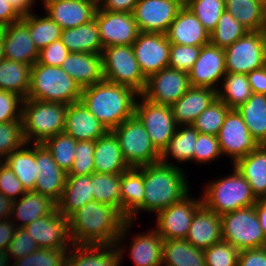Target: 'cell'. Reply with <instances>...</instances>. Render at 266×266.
I'll list each match as a JSON object with an SVG mask.
<instances>
[{"label": "cell", "mask_w": 266, "mask_h": 266, "mask_svg": "<svg viewBox=\"0 0 266 266\" xmlns=\"http://www.w3.org/2000/svg\"><path fill=\"white\" fill-rule=\"evenodd\" d=\"M126 221L117 208L88 202L68 218L72 245H113Z\"/></svg>", "instance_id": "obj_1"}, {"label": "cell", "mask_w": 266, "mask_h": 266, "mask_svg": "<svg viewBox=\"0 0 266 266\" xmlns=\"http://www.w3.org/2000/svg\"><path fill=\"white\" fill-rule=\"evenodd\" d=\"M138 95L132 88L103 80L83 88L80 101L112 131L134 115Z\"/></svg>", "instance_id": "obj_2"}, {"label": "cell", "mask_w": 266, "mask_h": 266, "mask_svg": "<svg viewBox=\"0 0 266 266\" xmlns=\"http://www.w3.org/2000/svg\"><path fill=\"white\" fill-rule=\"evenodd\" d=\"M185 173L178 165H145L143 212L155 215L187 196L191 191Z\"/></svg>", "instance_id": "obj_3"}, {"label": "cell", "mask_w": 266, "mask_h": 266, "mask_svg": "<svg viewBox=\"0 0 266 266\" xmlns=\"http://www.w3.org/2000/svg\"><path fill=\"white\" fill-rule=\"evenodd\" d=\"M232 168L228 176L211 180L203 188V205L219 216L252 207L258 200L247 180L234 166Z\"/></svg>", "instance_id": "obj_4"}, {"label": "cell", "mask_w": 266, "mask_h": 266, "mask_svg": "<svg viewBox=\"0 0 266 266\" xmlns=\"http://www.w3.org/2000/svg\"><path fill=\"white\" fill-rule=\"evenodd\" d=\"M67 108V104L59 102L24 99L21 118L26 143L43 144L52 136L62 133Z\"/></svg>", "instance_id": "obj_5"}, {"label": "cell", "mask_w": 266, "mask_h": 266, "mask_svg": "<svg viewBox=\"0 0 266 266\" xmlns=\"http://www.w3.org/2000/svg\"><path fill=\"white\" fill-rule=\"evenodd\" d=\"M82 89L61 67L42 65L31 67L27 98L71 104L80 101Z\"/></svg>", "instance_id": "obj_6"}, {"label": "cell", "mask_w": 266, "mask_h": 266, "mask_svg": "<svg viewBox=\"0 0 266 266\" xmlns=\"http://www.w3.org/2000/svg\"><path fill=\"white\" fill-rule=\"evenodd\" d=\"M103 78L113 84L132 88L141 95L147 78L136 60L132 45H114L103 48Z\"/></svg>", "instance_id": "obj_7"}, {"label": "cell", "mask_w": 266, "mask_h": 266, "mask_svg": "<svg viewBox=\"0 0 266 266\" xmlns=\"http://www.w3.org/2000/svg\"><path fill=\"white\" fill-rule=\"evenodd\" d=\"M112 132L118 138L123 158L130 168L160 162L161 153L152 144L149 134L135 115Z\"/></svg>", "instance_id": "obj_8"}, {"label": "cell", "mask_w": 266, "mask_h": 266, "mask_svg": "<svg viewBox=\"0 0 266 266\" xmlns=\"http://www.w3.org/2000/svg\"><path fill=\"white\" fill-rule=\"evenodd\" d=\"M222 239L239 251L266 247V237L255 211V205L221 216Z\"/></svg>", "instance_id": "obj_9"}, {"label": "cell", "mask_w": 266, "mask_h": 266, "mask_svg": "<svg viewBox=\"0 0 266 266\" xmlns=\"http://www.w3.org/2000/svg\"><path fill=\"white\" fill-rule=\"evenodd\" d=\"M137 100L134 115L143 124L152 144L162 153L178 127L174 120L172 108L168 105L152 103L142 95H138Z\"/></svg>", "instance_id": "obj_10"}, {"label": "cell", "mask_w": 266, "mask_h": 266, "mask_svg": "<svg viewBox=\"0 0 266 266\" xmlns=\"http://www.w3.org/2000/svg\"><path fill=\"white\" fill-rule=\"evenodd\" d=\"M266 30L248 31L224 49L227 73L248 74L264 67Z\"/></svg>", "instance_id": "obj_11"}, {"label": "cell", "mask_w": 266, "mask_h": 266, "mask_svg": "<svg viewBox=\"0 0 266 266\" xmlns=\"http://www.w3.org/2000/svg\"><path fill=\"white\" fill-rule=\"evenodd\" d=\"M133 224V221H126L113 245H72L66 254L65 266H121L126 251L124 241L127 235L129 238Z\"/></svg>", "instance_id": "obj_12"}, {"label": "cell", "mask_w": 266, "mask_h": 266, "mask_svg": "<svg viewBox=\"0 0 266 266\" xmlns=\"http://www.w3.org/2000/svg\"><path fill=\"white\" fill-rule=\"evenodd\" d=\"M203 205L202 197L193 198L191 193L182 200L156 213L153 227L164 239H186L196 211Z\"/></svg>", "instance_id": "obj_13"}, {"label": "cell", "mask_w": 266, "mask_h": 266, "mask_svg": "<svg viewBox=\"0 0 266 266\" xmlns=\"http://www.w3.org/2000/svg\"><path fill=\"white\" fill-rule=\"evenodd\" d=\"M217 138L222 155L229 156L232 165L260 146L237 109L227 112Z\"/></svg>", "instance_id": "obj_14"}, {"label": "cell", "mask_w": 266, "mask_h": 266, "mask_svg": "<svg viewBox=\"0 0 266 266\" xmlns=\"http://www.w3.org/2000/svg\"><path fill=\"white\" fill-rule=\"evenodd\" d=\"M183 5L181 0H139L132 14L139 32L165 34Z\"/></svg>", "instance_id": "obj_15"}, {"label": "cell", "mask_w": 266, "mask_h": 266, "mask_svg": "<svg viewBox=\"0 0 266 266\" xmlns=\"http://www.w3.org/2000/svg\"><path fill=\"white\" fill-rule=\"evenodd\" d=\"M190 87L188 73L167 67L147 79L141 95L152 103L172 106Z\"/></svg>", "instance_id": "obj_16"}, {"label": "cell", "mask_w": 266, "mask_h": 266, "mask_svg": "<svg viewBox=\"0 0 266 266\" xmlns=\"http://www.w3.org/2000/svg\"><path fill=\"white\" fill-rule=\"evenodd\" d=\"M96 20L103 48L114 45H132L139 30L132 13L96 9Z\"/></svg>", "instance_id": "obj_17"}, {"label": "cell", "mask_w": 266, "mask_h": 266, "mask_svg": "<svg viewBox=\"0 0 266 266\" xmlns=\"http://www.w3.org/2000/svg\"><path fill=\"white\" fill-rule=\"evenodd\" d=\"M171 43L165 34L139 32L132 44L143 75L148 79L169 66Z\"/></svg>", "instance_id": "obj_18"}, {"label": "cell", "mask_w": 266, "mask_h": 266, "mask_svg": "<svg viewBox=\"0 0 266 266\" xmlns=\"http://www.w3.org/2000/svg\"><path fill=\"white\" fill-rule=\"evenodd\" d=\"M224 49L208 43L201 46L198 59L189 71V82L193 87H207L217 91L226 74Z\"/></svg>", "instance_id": "obj_19"}, {"label": "cell", "mask_w": 266, "mask_h": 266, "mask_svg": "<svg viewBox=\"0 0 266 266\" xmlns=\"http://www.w3.org/2000/svg\"><path fill=\"white\" fill-rule=\"evenodd\" d=\"M24 228L39 248L69 250L72 246L68 219L57 209L52 214L43 216Z\"/></svg>", "instance_id": "obj_20"}, {"label": "cell", "mask_w": 266, "mask_h": 266, "mask_svg": "<svg viewBox=\"0 0 266 266\" xmlns=\"http://www.w3.org/2000/svg\"><path fill=\"white\" fill-rule=\"evenodd\" d=\"M41 1L44 12L63 30L90 22L94 19L98 7L96 0Z\"/></svg>", "instance_id": "obj_21"}, {"label": "cell", "mask_w": 266, "mask_h": 266, "mask_svg": "<svg viewBox=\"0 0 266 266\" xmlns=\"http://www.w3.org/2000/svg\"><path fill=\"white\" fill-rule=\"evenodd\" d=\"M35 162L39 175L34 191L51 198L56 203L64 190L67 173L62 170L43 144H35Z\"/></svg>", "instance_id": "obj_22"}, {"label": "cell", "mask_w": 266, "mask_h": 266, "mask_svg": "<svg viewBox=\"0 0 266 266\" xmlns=\"http://www.w3.org/2000/svg\"><path fill=\"white\" fill-rule=\"evenodd\" d=\"M0 31L5 59L31 66L37 61L39 51L30 37L29 28L21 20L0 28Z\"/></svg>", "instance_id": "obj_23"}, {"label": "cell", "mask_w": 266, "mask_h": 266, "mask_svg": "<svg viewBox=\"0 0 266 266\" xmlns=\"http://www.w3.org/2000/svg\"><path fill=\"white\" fill-rule=\"evenodd\" d=\"M165 35L174 44L203 46L210 43V33L185 5L180 8Z\"/></svg>", "instance_id": "obj_24"}, {"label": "cell", "mask_w": 266, "mask_h": 266, "mask_svg": "<svg viewBox=\"0 0 266 266\" xmlns=\"http://www.w3.org/2000/svg\"><path fill=\"white\" fill-rule=\"evenodd\" d=\"M63 132L76 141H96L108 130L81 101H78L68 105Z\"/></svg>", "instance_id": "obj_25"}, {"label": "cell", "mask_w": 266, "mask_h": 266, "mask_svg": "<svg viewBox=\"0 0 266 266\" xmlns=\"http://www.w3.org/2000/svg\"><path fill=\"white\" fill-rule=\"evenodd\" d=\"M217 91L207 87L191 86L172 106L174 120L178 126L192 125L196 118L215 100Z\"/></svg>", "instance_id": "obj_26"}, {"label": "cell", "mask_w": 266, "mask_h": 266, "mask_svg": "<svg viewBox=\"0 0 266 266\" xmlns=\"http://www.w3.org/2000/svg\"><path fill=\"white\" fill-rule=\"evenodd\" d=\"M60 67L81 89L104 80L102 54L70 52Z\"/></svg>", "instance_id": "obj_27"}, {"label": "cell", "mask_w": 266, "mask_h": 266, "mask_svg": "<svg viewBox=\"0 0 266 266\" xmlns=\"http://www.w3.org/2000/svg\"><path fill=\"white\" fill-rule=\"evenodd\" d=\"M56 209L57 203L51 198L35 191H26L20 199L12 201L10 219L17 228H24L33 221L52 214ZM17 221H21L20 224Z\"/></svg>", "instance_id": "obj_28"}, {"label": "cell", "mask_w": 266, "mask_h": 266, "mask_svg": "<svg viewBox=\"0 0 266 266\" xmlns=\"http://www.w3.org/2000/svg\"><path fill=\"white\" fill-rule=\"evenodd\" d=\"M186 240L202 250L222 241L221 216L202 205L193 217Z\"/></svg>", "instance_id": "obj_29"}, {"label": "cell", "mask_w": 266, "mask_h": 266, "mask_svg": "<svg viewBox=\"0 0 266 266\" xmlns=\"http://www.w3.org/2000/svg\"><path fill=\"white\" fill-rule=\"evenodd\" d=\"M121 213L127 220L135 222L143 212L144 166L129 168L121 173Z\"/></svg>", "instance_id": "obj_30"}, {"label": "cell", "mask_w": 266, "mask_h": 266, "mask_svg": "<svg viewBox=\"0 0 266 266\" xmlns=\"http://www.w3.org/2000/svg\"><path fill=\"white\" fill-rule=\"evenodd\" d=\"M93 161L95 173L119 174L130 168L123 158L119 140L112 131L95 141Z\"/></svg>", "instance_id": "obj_31"}, {"label": "cell", "mask_w": 266, "mask_h": 266, "mask_svg": "<svg viewBox=\"0 0 266 266\" xmlns=\"http://www.w3.org/2000/svg\"><path fill=\"white\" fill-rule=\"evenodd\" d=\"M91 201H94L91 174L67 176L61 198L57 202V211L68 219Z\"/></svg>", "instance_id": "obj_32"}, {"label": "cell", "mask_w": 266, "mask_h": 266, "mask_svg": "<svg viewBox=\"0 0 266 266\" xmlns=\"http://www.w3.org/2000/svg\"><path fill=\"white\" fill-rule=\"evenodd\" d=\"M132 239L128 250L135 266H162L164 239L154 228L134 234Z\"/></svg>", "instance_id": "obj_33"}, {"label": "cell", "mask_w": 266, "mask_h": 266, "mask_svg": "<svg viewBox=\"0 0 266 266\" xmlns=\"http://www.w3.org/2000/svg\"><path fill=\"white\" fill-rule=\"evenodd\" d=\"M199 131L192 125H180L168 146L162 151L160 162L166 165L174 164L170 157L180 164L194 162V153ZM171 161V162H170Z\"/></svg>", "instance_id": "obj_34"}, {"label": "cell", "mask_w": 266, "mask_h": 266, "mask_svg": "<svg viewBox=\"0 0 266 266\" xmlns=\"http://www.w3.org/2000/svg\"><path fill=\"white\" fill-rule=\"evenodd\" d=\"M233 166L247 180L257 199H266V151L259 146Z\"/></svg>", "instance_id": "obj_35"}, {"label": "cell", "mask_w": 266, "mask_h": 266, "mask_svg": "<svg viewBox=\"0 0 266 266\" xmlns=\"http://www.w3.org/2000/svg\"><path fill=\"white\" fill-rule=\"evenodd\" d=\"M62 43L70 52L102 54L103 46L96 20L75 28L62 30Z\"/></svg>", "instance_id": "obj_36"}, {"label": "cell", "mask_w": 266, "mask_h": 266, "mask_svg": "<svg viewBox=\"0 0 266 266\" xmlns=\"http://www.w3.org/2000/svg\"><path fill=\"white\" fill-rule=\"evenodd\" d=\"M162 266H205V255L186 239L164 240Z\"/></svg>", "instance_id": "obj_37"}, {"label": "cell", "mask_w": 266, "mask_h": 266, "mask_svg": "<svg viewBox=\"0 0 266 266\" xmlns=\"http://www.w3.org/2000/svg\"><path fill=\"white\" fill-rule=\"evenodd\" d=\"M4 163L10 167L26 191H34L39 175L35 162V144L26 143L21 149L11 152Z\"/></svg>", "instance_id": "obj_38"}, {"label": "cell", "mask_w": 266, "mask_h": 266, "mask_svg": "<svg viewBox=\"0 0 266 266\" xmlns=\"http://www.w3.org/2000/svg\"><path fill=\"white\" fill-rule=\"evenodd\" d=\"M31 65L3 58L0 61V90L27 98L30 89Z\"/></svg>", "instance_id": "obj_39"}, {"label": "cell", "mask_w": 266, "mask_h": 266, "mask_svg": "<svg viewBox=\"0 0 266 266\" xmlns=\"http://www.w3.org/2000/svg\"><path fill=\"white\" fill-rule=\"evenodd\" d=\"M237 111L242 116L251 136L259 143L266 139V95L252 93Z\"/></svg>", "instance_id": "obj_40"}, {"label": "cell", "mask_w": 266, "mask_h": 266, "mask_svg": "<svg viewBox=\"0 0 266 266\" xmlns=\"http://www.w3.org/2000/svg\"><path fill=\"white\" fill-rule=\"evenodd\" d=\"M225 9L248 31L266 30L264 4L259 0H225Z\"/></svg>", "instance_id": "obj_41"}, {"label": "cell", "mask_w": 266, "mask_h": 266, "mask_svg": "<svg viewBox=\"0 0 266 266\" xmlns=\"http://www.w3.org/2000/svg\"><path fill=\"white\" fill-rule=\"evenodd\" d=\"M217 89V99L230 109H237L251 97L252 90L246 74L226 73Z\"/></svg>", "instance_id": "obj_42"}, {"label": "cell", "mask_w": 266, "mask_h": 266, "mask_svg": "<svg viewBox=\"0 0 266 266\" xmlns=\"http://www.w3.org/2000/svg\"><path fill=\"white\" fill-rule=\"evenodd\" d=\"M39 16L35 12L22 17L21 21L29 28V34L38 51L61 38L60 28L47 14Z\"/></svg>", "instance_id": "obj_43"}, {"label": "cell", "mask_w": 266, "mask_h": 266, "mask_svg": "<svg viewBox=\"0 0 266 266\" xmlns=\"http://www.w3.org/2000/svg\"><path fill=\"white\" fill-rule=\"evenodd\" d=\"M94 201L117 208L121 212V173L91 174Z\"/></svg>", "instance_id": "obj_44"}, {"label": "cell", "mask_w": 266, "mask_h": 266, "mask_svg": "<svg viewBox=\"0 0 266 266\" xmlns=\"http://www.w3.org/2000/svg\"><path fill=\"white\" fill-rule=\"evenodd\" d=\"M248 30L226 10L220 16L217 26L210 33V43L226 49L244 36Z\"/></svg>", "instance_id": "obj_45"}, {"label": "cell", "mask_w": 266, "mask_h": 266, "mask_svg": "<svg viewBox=\"0 0 266 266\" xmlns=\"http://www.w3.org/2000/svg\"><path fill=\"white\" fill-rule=\"evenodd\" d=\"M76 142L72 136L62 132L47 139L43 145L52 154L57 165L68 173L74 162Z\"/></svg>", "instance_id": "obj_46"}, {"label": "cell", "mask_w": 266, "mask_h": 266, "mask_svg": "<svg viewBox=\"0 0 266 266\" xmlns=\"http://www.w3.org/2000/svg\"><path fill=\"white\" fill-rule=\"evenodd\" d=\"M184 5L190 9L205 29L211 33L225 9V0H187Z\"/></svg>", "instance_id": "obj_47"}, {"label": "cell", "mask_w": 266, "mask_h": 266, "mask_svg": "<svg viewBox=\"0 0 266 266\" xmlns=\"http://www.w3.org/2000/svg\"><path fill=\"white\" fill-rule=\"evenodd\" d=\"M230 108L219 99H216L195 120L192 126L201 134L217 136Z\"/></svg>", "instance_id": "obj_48"}, {"label": "cell", "mask_w": 266, "mask_h": 266, "mask_svg": "<svg viewBox=\"0 0 266 266\" xmlns=\"http://www.w3.org/2000/svg\"><path fill=\"white\" fill-rule=\"evenodd\" d=\"M25 144L22 118L0 123V157L5 160L11 152L21 149Z\"/></svg>", "instance_id": "obj_49"}, {"label": "cell", "mask_w": 266, "mask_h": 266, "mask_svg": "<svg viewBox=\"0 0 266 266\" xmlns=\"http://www.w3.org/2000/svg\"><path fill=\"white\" fill-rule=\"evenodd\" d=\"M68 250L39 248L34 253L16 259L11 266H65Z\"/></svg>", "instance_id": "obj_50"}, {"label": "cell", "mask_w": 266, "mask_h": 266, "mask_svg": "<svg viewBox=\"0 0 266 266\" xmlns=\"http://www.w3.org/2000/svg\"><path fill=\"white\" fill-rule=\"evenodd\" d=\"M205 266H237L240 251L225 241L203 250Z\"/></svg>", "instance_id": "obj_51"}, {"label": "cell", "mask_w": 266, "mask_h": 266, "mask_svg": "<svg viewBox=\"0 0 266 266\" xmlns=\"http://www.w3.org/2000/svg\"><path fill=\"white\" fill-rule=\"evenodd\" d=\"M94 149L95 141H77L74 162L67 176H82L94 173Z\"/></svg>", "instance_id": "obj_52"}, {"label": "cell", "mask_w": 266, "mask_h": 266, "mask_svg": "<svg viewBox=\"0 0 266 266\" xmlns=\"http://www.w3.org/2000/svg\"><path fill=\"white\" fill-rule=\"evenodd\" d=\"M200 51L201 46L171 43L168 67L189 73L193 64L198 59Z\"/></svg>", "instance_id": "obj_53"}, {"label": "cell", "mask_w": 266, "mask_h": 266, "mask_svg": "<svg viewBox=\"0 0 266 266\" xmlns=\"http://www.w3.org/2000/svg\"><path fill=\"white\" fill-rule=\"evenodd\" d=\"M195 145L194 162L197 164H210L223 156L215 135L199 133Z\"/></svg>", "instance_id": "obj_54"}, {"label": "cell", "mask_w": 266, "mask_h": 266, "mask_svg": "<svg viewBox=\"0 0 266 266\" xmlns=\"http://www.w3.org/2000/svg\"><path fill=\"white\" fill-rule=\"evenodd\" d=\"M37 249H39L36 241L27 233L25 228H17L9 243L6 253L9 257V260L12 259L15 261L16 259L26 257L29 254L34 253Z\"/></svg>", "instance_id": "obj_55"}, {"label": "cell", "mask_w": 266, "mask_h": 266, "mask_svg": "<svg viewBox=\"0 0 266 266\" xmlns=\"http://www.w3.org/2000/svg\"><path fill=\"white\" fill-rule=\"evenodd\" d=\"M23 100L20 95L0 90V123L20 120Z\"/></svg>", "instance_id": "obj_56"}, {"label": "cell", "mask_w": 266, "mask_h": 266, "mask_svg": "<svg viewBox=\"0 0 266 266\" xmlns=\"http://www.w3.org/2000/svg\"><path fill=\"white\" fill-rule=\"evenodd\" d=\"M26 192L21 181L5 163L0 168V193L11 201L20 198ZM19 196V197H18Z\"/></svg>", "instance_id": "obj_57"}, {"label": "cell", "mask_w": 266, "mask_h": 266, "mask_svg": "<svg viewBox=\"0 0 266 266\" xmlns=\"http://www.w3.org/2000/svg\"><path fill=\"white\" fill-rule=\"evenodd\" d=\"M69 53V49L59 39L39 51L37 62L42 65L60 67Z\"/></svg>", "instance_id": "obj_58"}, {"label": "cell", "mask_w": 266, "mask_h": 266, "mask_svg": "<svg viewBox=\"0 0 266 266\" xmlns=\"http://www.w3.org/2000/svg\"><path fill=\"white\" fill-rule=\"evenodd\" d=\"M237 266H266V247L240 251Z\"/></svg>", "instance_id": "obj_59"}, {"label": "cell", "mask_w": 266, "mask_h": 266, "mask_svg": "<svg viewBox=\"0 0 266 266\" xmlns=\"http://www.w3.org/2000/svg\"><path fill=\"white\" fill-rule=\"evenodd\" d=\"M139 0H99L98 6L110 12L132 13Z\"/></svg>", "instance_id": "obj_60"}, {"label": "cell", "mask_w": 266, "mask_h": 266, "mask_svg": "<svg viewBox=\"0 0 266 266\" xmlns=\"http://www.w3.org/2000/svg\"><path fill=\"white\" fill-rule=\"evenodd\" d=\"M252 93L266 95V69L264 67L246 74Z\"/></svg>", "instance_id": "obj_61"}, {"label": "cell", "mask_w": 266, "mask_h": 266, "mask_svg": "<svg viewBox=\"0 0 266 266\" xmlns=\"http://www.w3.org/2000/svg\"><path fill=\"white\" fill-rule=\"evenodd\" d=\"M17 227L10 218L0 220V250L6 251Z\"/></svg>", "instance_id": "obj_62"}, {"label": "cell", "mask_w": 266, "mask_h": 266, "mask_svg": "<svg viewBox=\"0 0 266 266\" xmlns=\"http://www.w3.org/2000/svg\"><path fill=\"white\" fill-rule=\"evenodd\" d=\"M21 17L6 0H0V28L19 22Z\"/></svg>", "instance_id": "obj_63"}, {"label": "cell", "mask_w": 266, "mask_h": 266, "mask_svg": "<svg viewBox=\"0 0 266 266\" xmlns=\"http://www.w3.org/2000/svg\"><path fill=\"white\" fill-rule=\"evenodd\" d=\"M11 5V7L16 11V13L22 18L30 13L34 9L36 0H6Z\"/></svg>", "instance_id": "obj_64"}, {"label": "cell", "mask_w": 266, "mask_h": 266, "mask_svg": "<svg viewBox=\"0 0 266 266\" xmlns=\"http://www.w3.org/2000/svg\"><path fill=\"white\" fill-rule=\"evenodd\" d=\"M255 211L257 213L260 226L262 227L263 233L266 237V199H258L255 204Z\"/></svg>", "instance_id": "obj_65"}, {"label": "cell", "mask_w": 266, "mask_h": 266, "mask_svg": "<svg viewBox=\"0 0 266 266\" xmlns=\"http://www.w3.org/2000/svg\"><path fill=\"white\" fill-rule=\"evenodd\" d=\"M12 201L0 193V220L10 218Z\"/></svg>", "instance_id": "obj_66"}, {"label": "cell", "mask_w": 266, "mask_h": 266, "mask_svg": "<svg viewBox=\"0 0 266 266\" xmlns=\"http://www.w3.org/2000/svg\"><path fill=\"white\" fill-rule=\"evenodd\" d=\"M10 261L6 251L0 250V266H11Z\"/></svg>", "instance_id": "obj_67"}, {"label": "cell", "mask_w": 266, "mask_h": 266, "mask_svg": "<svg viewBox=\"0 0 266 266\" xmlns=\"http://www.w3.org/2000/svg\"><path fill=\"white\" fill-rule=\"evenodd\" d=\"M4 58L3 39L0 31V61Z\"/></svg>", "instance_id": "obj_68"}, {"label": "cell", "mask_w": 266, "mask_h": 266, "mask_svg": "<svg viewBox=\"0 0 266 266\" xmlns=\"http://www.w3.org/2000/svg\"><path fill=\"white\" fill-rule=\"evenodd\" d=\"M260 146L266 151V139L260 144Z\"/></svg>", "instance_id": "obj_69"}, {"label": "cell", "mask_w": 266, "mask_h": 266, "mask_svg": "<svg viewBox=\"0 0 266 266\" xmlns=\"http://www.w3.org/2000/svg\"><path fill=\"white\" fill-rule=\"evenodd\" d=\"M4 162H5V160L2 157H0V168L2 167V165L4 164Z\"/></svg>", "instance_id": "obj_70"}, {"label": "cell", "mask_w": 266, "mask_h": 266, "mask_svg": "<svg viewBox=\"0 0 266 266\" xmlns=\"http://www.w3.org/2000/svg\"><path fill=\"white\" fill-rule=\"evenodd\" d=\"M264 15H265V24H266V2L264 3Z\"/></svg>", "instance_id": "obj_71"}, {"label": "cell", "mask_w": 266, "mask_h": 266, "mask_svg": "<svg viewBox=\"0 0 266 266\" xmlns=\"http://www.w3.org/2000/svg\"><path fill=\"white\" fill-rule=\"evenodd\" d=\"M264 68L266 69V51H265V57H264Z\"/></svg>", "instance_id": "obj_72"}, {"label": "cell", "mask_w": 266, "mask_h": 266, "mask_svg": "<svg viewBox=\"0 0 266 266\" xmlns=\"http://www.w3.org/2000/svg\"><path fill=\"white\" fill-rule=\"evenodd\" d=\"M260 2H262L263 4L266 2V0H259Z\"/></svg>", "instance_id": "obj_73"}]
</instances>
